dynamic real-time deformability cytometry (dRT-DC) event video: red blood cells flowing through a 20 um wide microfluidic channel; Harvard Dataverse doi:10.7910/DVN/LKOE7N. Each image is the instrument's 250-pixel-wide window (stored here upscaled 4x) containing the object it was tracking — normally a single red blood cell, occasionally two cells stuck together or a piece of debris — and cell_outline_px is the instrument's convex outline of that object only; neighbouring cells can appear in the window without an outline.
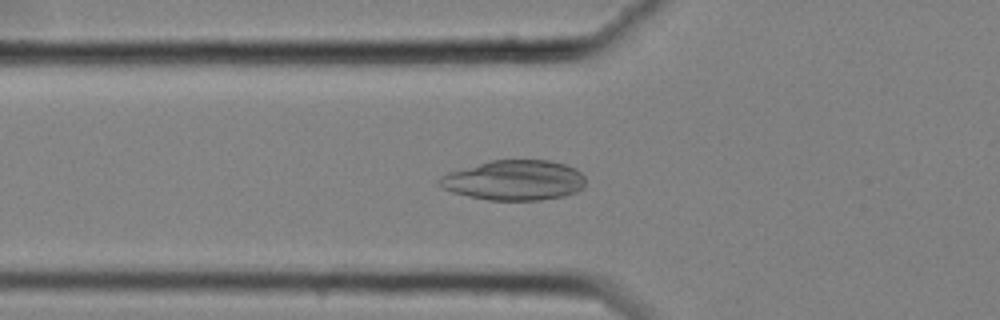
{"species": "common noctule bat (a hibernating species)", "species_latin": "Nyctalus noctula", "temperature_condition": "cold", "stored_images_in_passage": 59, "camera_frame_rate_fps": 3000, "um_per_image_px": 0.085, "animal": {"sex": "female", "body_mass_g": 25.1}, "frame": {"image": 1, "passage_image": 22, "time_ms": 7.0, "image_size_px": [1000, 320], "cell_outline_px": [[584, 188], [576, 192], [564, 196], [540, 200], [488, 200], [468, 196], [452, 192], [444, 188], [436, 180], [440, 176], [448, 172], [492, 160], [552, 160], [576, 168], [584, 176]], "centroid_in_image_um": [43.72, 15.32], "position_along_channel_um": 82.1, "area_um2": 34.22}}
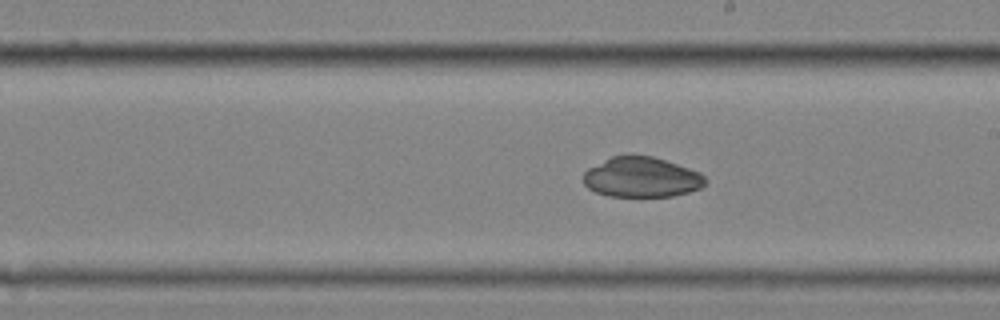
{"frame": {"image": 2, "passage_image": 35, "time_ms": 11.333, "image_size_px": [1000, 320], "cell_outline_px": [[704, 184], [700, 188], [688, 192], [672, 196], [608, 196], [596, 192], [588, 188], [584, 184], [584, 172], [588, 168], [612, 156], [628, 152], [652, 156], [700, 172], [704, 176]], "centroid_in_image_um": [54.49, 15.03], "position_along_channel_um": 234.5, "area_um2": 28.67}}
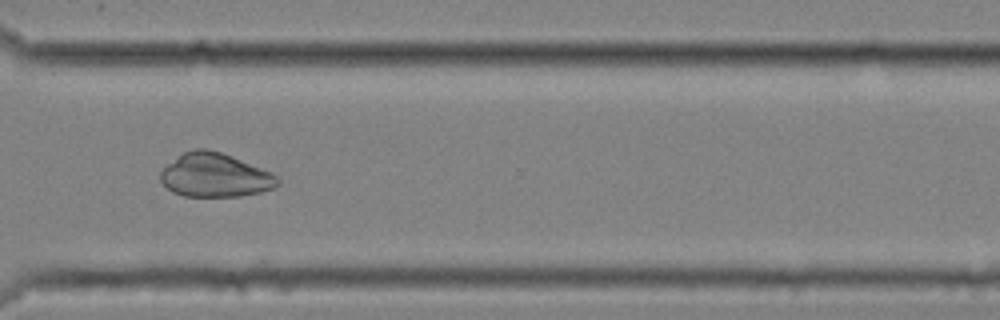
{"frame": {"image": 3, "passage_image": 45, "time_ms": 14.667, "image_size_px": [1000, 320], "cell_outline_px": [[280, 184], [272, 188], [260, 192], [240, 196], [184, 196], [172, 192], [160, 180], [160, 172], [168, 164], [184, 152], [196, 148], [204, 148], [220, 152], [232, 156], [272, 172], [280, 180]], "centroid_in_image_um": [18.29, 14.89], "position_along_channel_um": 352.3, "area_um2": 29.71}}